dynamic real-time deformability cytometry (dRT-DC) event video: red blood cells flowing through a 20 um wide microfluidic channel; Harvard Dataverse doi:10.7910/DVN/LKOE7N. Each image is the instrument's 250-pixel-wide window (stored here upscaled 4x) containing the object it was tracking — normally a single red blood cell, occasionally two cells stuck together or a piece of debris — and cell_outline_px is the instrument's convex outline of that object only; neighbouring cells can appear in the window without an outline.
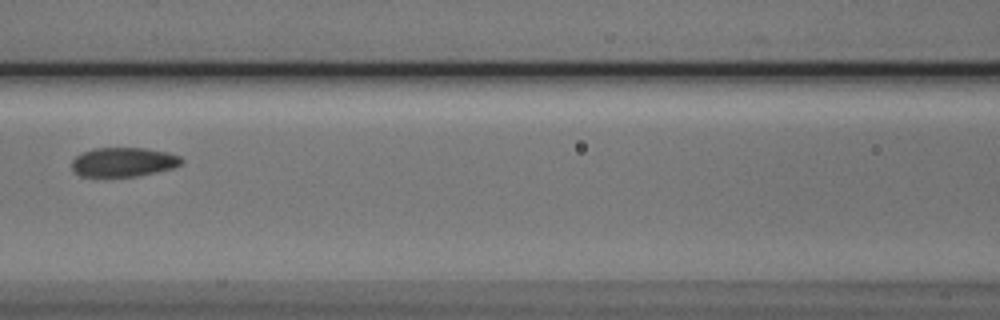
{"species": "Egyptian fruit bat (a non-hibernating species)", "species_latin": "Rousettus aegyptiacus", "temperature_condition": "cold", "stored_images_in_passage": 4, "camera_frame_rate_fps": 3000, "um_per_image_px": 0.085, "animal": {"sex": "male"}, "frame": {"image": 1, "passage_image": 4, "time_ms": 3.333, "image_size_px": [1000, 320], "cell_outline_px": [[184, 160], [180, 164], [172, 168], [156, 172], [136, 176], [80, 176], [72, 168], [72, 160], [80, 152], [92, 148], [144, 148], [168, 152], [180, 156]], "centroid_in_image_um": [10.48, 13.76], "position_along_channel_um": 156.1, "area_um2": 18.67}}